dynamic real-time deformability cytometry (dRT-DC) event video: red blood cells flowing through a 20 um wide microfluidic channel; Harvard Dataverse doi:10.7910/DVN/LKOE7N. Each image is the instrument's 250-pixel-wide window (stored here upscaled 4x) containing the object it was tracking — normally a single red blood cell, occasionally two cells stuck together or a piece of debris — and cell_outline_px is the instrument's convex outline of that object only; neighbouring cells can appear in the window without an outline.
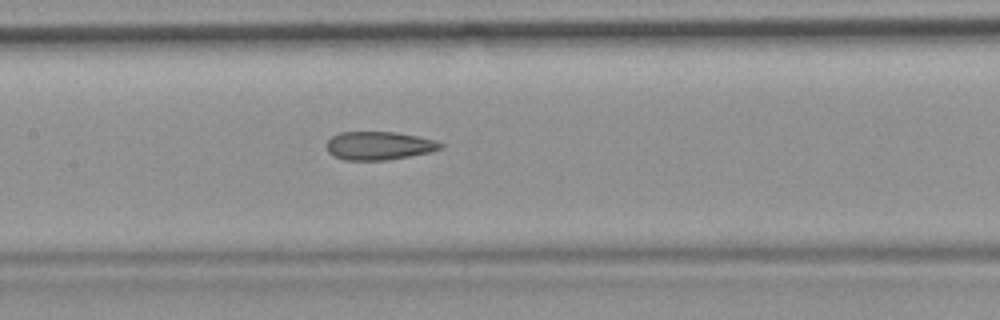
{"species": "common noctule bat (a hibernating species)", "species_latin": "Nyctalus noctula", "temperature_condition": "room temperature", "stored_images_in_passage": 44, "camera_frame_rate_fps": 3000, "um_per_image_px": 0.085, "animal": {"sex": "female", "body_mass_g": 19.9}, "frame": {"image": 1, "passage_image": 26, "time_ms": 8.333, "image_size_px": [1000, 320], "cell_outline_px": [[444, 148], [432, 152], [388, 160], [344, 160], [332, 156], [328, 152], [328, 140], [332, 136], [340, 132], [396, 132], [436, 140], [444, 144]], "centroid_in_image_um": [32.25, 12.39], "position_along_channel_um": 175.2, "area_um2": 18.96}}